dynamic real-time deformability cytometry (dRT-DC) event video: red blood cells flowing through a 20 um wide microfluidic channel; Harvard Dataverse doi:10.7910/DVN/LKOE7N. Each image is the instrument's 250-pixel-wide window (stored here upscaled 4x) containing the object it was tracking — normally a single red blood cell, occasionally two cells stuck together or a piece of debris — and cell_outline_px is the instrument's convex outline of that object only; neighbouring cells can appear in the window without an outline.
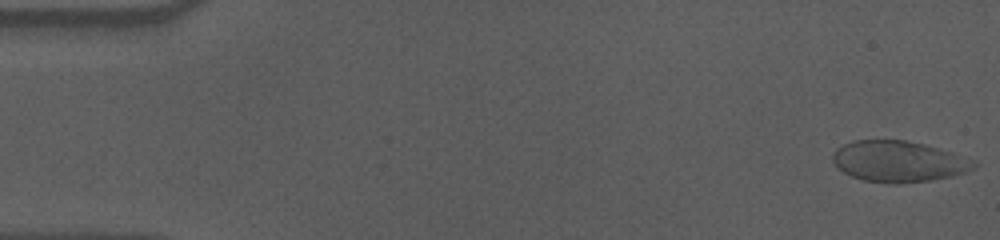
{"species": "human", "species_latin": "Homo sapiens", "temperature_condition": "cold", "stored_images_in_passage": 57, "camera_frame_rate_fps": 3000, "um_per_image_px": 0.085, "donor": {"sex": "male"}, "frame": {"image": 1, "passage_image": 1, "time_ms": 0.0, "image_size_px": [1000, 240], "cell_outline_px": [[976, 168], [952, 176], [932, 180], [896, 184], [888, 184], [864, 180], [852, 176], [844, 172], [832, 160], [832, 152], [836, 148], [852, 140], [904, 140], [924, 144], [952, 152], [972, 160], [976, 164]], "centroid_in_image_um": [76.36, 13.72], "position_along_channel_um": 8.6, "area_um2": 33.7}}
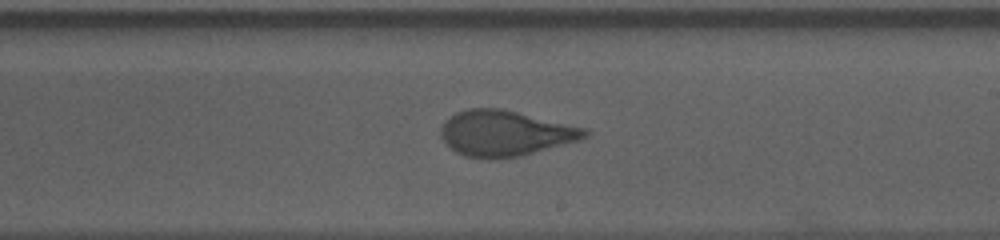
{"frame": {"image": 2, "passage_image": 33, "time_ms": 10.667, "image_size_px": [1000, 240], "cell_outline_px": [[592, 132], [588, 136], [580, 140], [520, 156], [496, 160], [488, 160], [464, 156], [456, 152], [440, 136], [440, 128], [444, 120], [448, 116], [456, 112], [468, 108], [500, 108], [588, 128]], "centroid_in_image_um": [42.94, 11.33], "position_along_channel_um": 246.1, "area_um2": 38.73}}
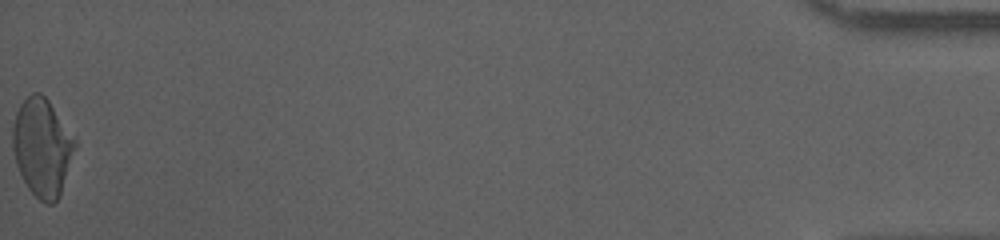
{"frame": {"image": 3, "passage_image": 57, "time_ms": 18.667, "image_size_px": [1000, 240], "cell_outline_px": [[76, 144], [60, 196], [52, 204], [44, 204], [28, 188], [16, 164], [12, 148], [12, 128], [16, 112], [20, 104], [32, 92], [40, 92], [48, 100], [76, 140]], "centroid_in_image_um": [3.56, 12.52], "position_along_channel_um": 431.6, "area_um2": 35.2}, "authors_computed_cell_mechanics": {"area_um2": 36.8186, "velocity_mm_per_s": 3.5661, "shape_relaxation_time_tau1_ms": 5.8622, "shape_relaxation_time_tau2_ms": 0.5964, "deformation_change_tau1": 0.1728, "deformation_change_tau2": 0.0532}}